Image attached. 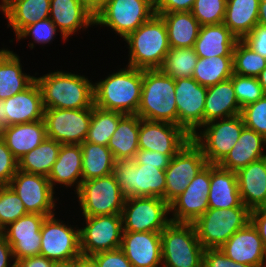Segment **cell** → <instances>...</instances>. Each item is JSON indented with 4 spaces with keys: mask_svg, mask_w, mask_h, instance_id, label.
<instances>
[{
    "mask_svg": "<svg viewBox=\"0 0 266 267\" xmlns=\"http://www.w3.org/2000/svg\"><path fill=\"white\" fill-rule=\"evenodd\" d=\"M251 221V211L242 204L229 209L209 208L194 223L204 249L220 248L234 233Z\"/></svg>",
    "mask_w": 266,
    "mask_h": 267,
    "instance_id": "obj_6",
    "label": "cell"
},
{
    "mask_svg": "<svg viewBox=\"0 0 266 267\" xmlns=\"http://www.w3.org/2000/svg\"><path fill=\"white\" fill-rule=\"evenodd\" d=\"M210 190V164L202 168L192 178L183 191L170 205L172 222L194 223L208 209V195Z\"/></svg>",
    "mask_w": 266,
    "mask_h": 267,
    "instance_id": "obj_18",
    "label": "cell"
},
{
    "mask_svg": "<svg viewBox=\"0 0 266 267\" xmlns=\"http://www.w3.org/2000/svg\"><path fill=\"white\" fill-rule=\"evenodd\" d=\"M55 214L46 216L41 226L40 254L53 262L81 256L79 229L60 223Z\"/></svg>",
    "mask_w": 266,
    "mask_h": 267,
    "instance_id": "obj_15",
    "label": "cell"
},
{
    "mask_svg": "<svg viewBox=\"0 0 266 267\" xmlns=\"http://www.w3.org/2000/svg\"><path fill=\"white\" fill-rule=\"evenodd\" d=\"M198 56L194 48H170L160 70L174 80L193 76Z\"/></svg>",
    "mask_w": 266,
    "mask_h": 267,
    "instance_id": "obj_41",
    "label": "cell"
},
{
    "mask_svg": "<svg viewBox=\"0 0 266 267\" xmlns=\"http://www.w3.org/2000/svg\"><path fill=\"white\" fill-rule=\"evenodd\" d=\"M256 53L266 59V27L257 24L243 39Z\"/></svg>",
    "mask_w": 266,
    "mask_h": 267,
    "instance_id": "obj_52",
    "label": "cell"
},
{
    "mask_svg": "<svg viewBox=\"0 0 266 267\" xmlns=\"http://www.w3.org/2000/svg\"><path fill=\"white\" fill-rule=\"evenodd\" d=\"M50 185L54 189L55 182L73 186L76 192L82 182V148L80 144H61L56 162L48 175ZM80 178V180L78 179Z\"/></svg>",
    "mask_w": 266,
    "mask_h": 267,
    "instance_id": "obj_28",
    "label": "cell"
},
{
    "mask_svg": "<svg viewBox=\"0 0 266 267\" xmlns=\"http://www.w3.org/2000/svg\"><path fill=\"white\" fill-rule=\"evenodd\" d=\"M264 145H266V138L264 136L244 127L240 138L218 166L226 170L238 172L249 163L266 156V153L264 154L263 151Z\"/></svg>",
    "mask_w": 266,
    "mask_h": 267,
    "instance_id": "obj_27",
    "label": "cell"
},
{
    "mask_svg": "<svg viewBox=\"0 0 266 267\" xmlns=\"http://www.w3.org/2000/svg\"><path fill=\"white\" fill-rule=\"evenodd\" d=\"M241 116L245 127L266 138V94L258 101L244 106Z\"/></svg>",
    "mask_w": 266,
    "mask_h": 267,
    "instance_id": "obj_46",
    "label": "cell"
},
{
    "mask_svg": "<svg viewBox=\"0 0 266 267\" xmlns=\"http://www.w3.org/2000/svg\"><path fill=\"white\" fill-rule=\"evenodd\" d=\"M143 70L131 66L93 84L94 105L125 115H137L141 101Z\"/></svg>",
    "mask_w": 266,
    "mask_h": 267,
    "instance_id": "obj_1",
    "label": "cell"
},
{
    "mask_svg": "<svg viewBox=\"0 0 266 267\" xmlns=\"http://www.w3.org/2000/svg\"><path fill=\"white\" fill-rule=\"evenodd\" d=\"M206 165L202 150L192 140L189 141L171 158L169 166L165 169V201L170 205Z\"/></svg>",
    "mask_w": 266,
    "mask_h": 267,
    "instance_id": "obj_14",
    "label": "cell"
},
{
    "mask_svg": "<svg viewBox=\"0 0 266 267\" xmlns=\"http://www.w3.org/2000/svg\"><path fill=\"white\" fill-rule=\"evenodd\" d=\"M258 80L263 88L264 93L266 94V67L261 71L260 75L258 76Z\"/></svg>",
    "mask_w": 266,
    "mask_h": 267,
    "instance_id": "obj_61",
    "label": "cell"
},
{
    "mask_svg": "<svg viewBox=\"0 0 266 267\" xmlns=\"http://www.w3.org/2000/svg\"><path fill=\"white\" fill-rule=\"evenodd\" d=\"M220 250L236 263L264 267L266 249L257 228L250 221L245 227L234 233Z\"/></svg>",
    "mask_w": 266,
    "mask_h": 267,
    "instance_id": "obj_21",
    "label": "cell"
},
{
    "mask_svg": "<svg viewBox=\"0 0 266 267\" xmlns=\"http://www.w3.org/2000/svg\"><path fill=\"white\" fill-rule=\"evenodd\" d=\"M266 67V59L256 53L243 40H237L233 49V73L258 77Z\"/></svg>",
    "mask_w": 266,
    "mask_h": 267,
    "instance_id": "obj_42",
    "label": "cell"
},
{
    "mask_svg": "<svg viewBox=\"0 0 266 267\" xmlns=\"http://www.w3.org/2000/svg\"><path fill=\"white\" fill-rule=\"evenodd\" d=\"M34 81V76L22 73L18 55L7 49L0 50V100L24 91Z\"/></svg>",
    "mask_w": 266,
    "mask_h": 267,
    "instance_id": "obj_33",
    "label": "cell"
},
{
    "mask_svg": "<svg viewBox=\"0 0 266 267\" xmlns=\"http://www.w3.org/2000/svg\"><path fill=\"white\" fill-rule=\"evenodd\" d=\"M260 0H227L223 24L243 40L258 24Z\"/></svg>",
    "mask_w": 266,
    "mask_h": 267,
    "instance_id": "obj_34",
    "label": "cell"
},
{
    "mask_svg": "<svg viewBox=\"0 0 266 267\" xmlns=\"http://www.w3.org/2000/svg\"><path fill=\"white\" fill-rule=\"evenodd\" d=\"M4 234V229L2 228V226L0 225V235Z\"/></svg>",
    "mask_w": 266,
    "mask_h": 267,
    "instance_id": "obj_66",
    "label": "cell"
},
{
    "mask_svg": "<svg viewBox=\"0 0 266 267\" xmlns=\"http://www.w3.org/2000/svg\"><path fill=\"white\" fill-rule=\"evenodd\" d=\"M28 214L22 200L9 186H0V225L6 228L10 223Z\"/></svg>",
    "mask_w": 266,
    "mask_h": 267,
    "instance_id": "obj_43",
    "label": "cell"
},
{
    "mask_svg": "<svg viewBox=\"0 0 266 267\" xmlns=\"http://www.w3.org/2000/svg\"><path fill=\"white\" fill-rule=\"evenodd\" d=\"M44 111L41 90L34 81L24 91L5 100L6 126L43 120Z\"/></svg>",
    "mask_w": 266,
    "mask_h": 267,
    "instance_id": "obj_23",
    "label": "cell"
},
{
    "mask_svg": "<svg viewBox=\"0 0 266 267\" xmlns=\"http://www.w3.org/2000/svg\"><path fill=\"white\" fill-rule=\"evenodd\" d=\"M80 267H98L90 257L80 256Z\"/></svg>",
    "mask_w": 266,
    "mask_h": 267,
    "instance_id": "obj_60",
    "label": "cell"
},
{
    "mask_svg": "<svg viewBox=\"0 0 266 267\" xmlns=\"http://www.w3.org/2000/svg\"><path fill=\"white\" fill-rule=\"evenodd\" d=\"M237 38L223 24L200 26L194 51L200 58L233 56Z\"/></svg>",
    "mask_w": 266,
    "mask_h": 267,
    "instance_id": "obj_29",
    "label": "cell"
},
{
    "mask_svg": "<svg viewBox=\"0 0 266 267\" xmlns=\"http://www.w3.org/2000/svg\"><path fill=\"white\" fill-rule=\"evenodd\" d=\"M56 30V25L48 18L25 27L16 38L20 40L30 35L38 44H46L53 40L54 35H56Z\"/></svg>",
    "mask_w": 266,
    "mask_h": 267,
    "instance_id": "obj_47",
    "label": "cell"
},
{
    "mask_svg": "<svg viewBox=\"0 0 266 267\" xmlns=\"http://www.w3.org/2000/svg\"><path fill=\"white\" fill-rule=\"evenodd\" d=\"M9 258L14 259L12 247L7 243L4 235H0V267H8ZM11 267H16V262Z\"/></svg>",
    "mask_w": 266,
    "mask_h": 267,
    "instance_id": "obj_56",
    "label": "cell"
},
{
    "mask_svg": "<svg viewBox=\"0 0 266 267\" xmlns=\"http://www.w3.org/2000/svg\"><path fill=\"white\" fill-rule=\"evenodd\" d=\"M18 171V160L14 157L3 139L0 140V186L9 185Z\"/></svg>",
    "mask_w": 266,
    "mask_h": 267,
    "instance_id": "obj_48",
    "label": "cell"
},
{
    "mask_svg": "<svg viewBox=\"0 0 266 267\" xmlns=\"http://www.w3.org/2000/svg\"><path fill=\"white\" fill-rule=\"evenodd\" d=\"M203 267H253L243 263H236L228 258L220 248H208L204 250Z\"/></svg>",
    "mask_w": 266,
    "mask_h": 267,
    "instance_id": "obj_50",
    "label": "cell"
},
{
    "mask_svg": "<svg viewBox=\"0 0 266 267\" xmlns=\"http://www.w3.org/2000/svg\"><path fill=\"white\" fill-rule=\"evenodd\" d=\"M202 127L204 130L200 134L197 131L191 140L202 150L207 164L218 165L236 144L245 125L239 114Z\"/></svg>",
    "mask_w": 266,
    "mask_h": 267,
    "instance_id": "obj_8",
    "label": "cell"
},
{
    "mask_svg": "<svg viewBox=\"0 0 266 267\" xmlns=\"http://www.w3.org/2000/svg\"><path fill=\"white\" fill-rule=\"evenodd\" d=\"M17 36L25 27L50 15V0H10L2 9Z\"/></svg>",
    "mask_w": 266,
    "mask_h": 267,
    "instance_id": "obj_32",
    "label": "cell"
},
{
    "mask_svg": "<svg viewBox=\"0 0 266 267\" xmlns=\"http://www.w3.org/2000/svg\"><path fill=\"white\" fill-rule=\"evenodd\" d=\"M108 0H81L84 7L94 16L105 7Z\"/></svg>",
    "mask_w": 266,
    "mask_h": 267,
    "instance_id": "obj_57",
    "label": "cell"
},
{
    "mask_svg": "<svg viewBox=\"0 0 266 267\" xmlns=\"http://www.w3.org/2000/svg\"><path fill=\"white\" fill-rule=\"evenodd\" d=\"M46 137V125L43 119L5 126L3 140L14 157L19 160L26 153L39 146Z\"/></svg>",
    "mask_w": 266,
    "mask_h": 267,
    "instance_id": "obj_31",
    "label": "cell"
},
{
    "mask_svg": "<svg viewBox=\"0 0 266 267\" xmlns=\"http://www.w3.org/2000/svg\"><path fill=\"white\" fill-rule=\"evenodd\" d=\"M35 81L45 109H84L94 104L93 84L84 76L55 71L35 77Z\"/></svg>",
    "mask_w": 266,
    "mask_h": 267,
    "instance_id": "obj_2",
    "label": "cell"
},
{
    "mask_svg": "<svg viewBox=\"0 0 266 267\" xmlns=\"http://www.w3.org/2000/svg\"><path fill=\"white\" fill-rule=\"evenodd\" d=\"M242 204L237 173L210 164L209 208L229 209L240 207Z\"/></svg>",
    "mask_w": 266,
    "mask_h": 267,
    "instance_id": "obj_26",
    "label": "cell"
},
{
    "mask_svg": "<svg viewBox=\"0 0 266 267\" xmlns=\"http://www.w3.org/2000/svg\"><path fill=\"white\" fill-rule=\"evenodd\" d=\"M258 24L266 27V0H260Z\"/></svg>",
    "mask_w": 266,
    "mask_h": 267,
    "instance_id": "obj_58",
    "label": "cell"
},
{
    "mask_svg": "<svg viewBox=\"0 0 266 267\" xmlns=\"http://www.w3.org/2000/svg\"><path fill=\"white\" fill-rule=\"evenodd\" d=\"M167 27L170 48H192L198 37L200 24L191 11L155 13Z\"/></svg>",
    "mask_w": 266,
    "mask_h": 267,
    "instance_id": "obj_36",
    "label": "cell"
},
{
    "mask_svg": "<svg viewBox=\"0 0 266 267\" xmlns=\"http://www.w3.org/2000/svg\"><path fill=\"white\" fill-rule=\"evenodd\" d=\"M251 222L257 228L266 249V207L252 210Z\"/></svg>",
    "mask_w": 266,
    "mask_h": 267,
    "instance_id": "obj_54",
    "label": "cell"
},
{
    "mask_svg": "<svg viewBox=\"0 0 266 267\" xmlns=\"http://www.w3.org/2000/svg\"><path fill=\"white\" fill-rule=\"evenodd\" d=\"M60 147L59 142L46 137L39 146L18 160V170L48 177Z\"/></svg>",
    "mask_w": 266,
    "mask_h": 267,
    "instance_id": "obj_38",
    "label": "cell"
},
{
    "mask_svg": "<svg viewBox=\"0 0 266 267\" xmlns=\"http://www.w3.org/2000/svg\"><path fill=\"white\" fill-rule=\"evenodd\" d=\"M121 249L133 267L162 265L161 232L123 231Z\"/></svg>",
    "mask_w": 266,
    "mask_h": 267,
    "instance_id": "obj_22",
    "label": "cell"
},
{
    "mask_svg": "<svg viewBox=\"0 0 266 267\" xmlns=\"http://www.w3.org/2000/svg\"><path fill=\"white\" fill-rule=\"evenodd\" d=\"M204 250L192 223L171 221L161 231L162 267H203Z\"/></svg>",
    "mask_w": 266,
    "mask_h": 267,
    "instance_id": "obj_5",
    "label": "cell"
},
{
    "mask_svg": "<svg viewBox=\"0 0 266 267\" xmlns=\"http://www.w3.org/2000/svg\"><path fill=\"white\" fill-rule=\"evenodd\" d=\"M2 4L0 5V9H2L10 0H1Z\"/></svg>",
    "mask_w": 266,
    "mask_h": 267,
    "instance_id": "obj_64",
    "label": "cell"
},
{
    "mask_svg": "<svg viewBox=\"0 0 266 267\" xmlns=\"http://www.w3.org/2000/svg\"><path fill=\"white\" fill-rule=\"evenodd\" d=\"M124 113L105 110L93 104L87 142L107 146Z\"/></svg>",
    "mask_w": 266,
    "mask_h": 267,
    "instance_id": "obj_40",
    "label": "cell"
},
{
    "mask_svg": "<svg viewBox=\"0 0 266 267\" xmlns=\"http://www.w3.org/2000/svg\"><path fill=\"white\" fill-rule=\"evenodd\" d=\"M169 204L159 197H129L122 208L123 231L161 232L171 220Z\"/></svg>",
    "mask_w": 266,
    "mask_h": 267,
    "instance_id": "obj_10",
    "label": "cell"
},
{
    "mask_svg": "<svg viewBox=\"0 0 266 267\" xmlns=\"http://www.w3.org/2000/svg\"><path fill=\"white\" fill-rule=\"evenodd\" d=\"M195 0H159L155 13L191 11Z\"/></svg>",
    "mask_w": 266,
    "mask_h": 267,
    "instance_id": "obj_53",
    "label": "cell"
},
{
    "mask_svg": "<svg viewBox=\"0 0 266 267\" xmlns=\"http://www.w3.org/2000/svg\"><path fill=\"white\" fill-rule=\"evenodd\" d=\"M154 6L159 2V0H149Z\"/></svg>",
    "mask_w": 266,
    "mask_h": 267,
    "instance_id": "obj_65",
    "label": "cell"
},
{
    "mask_svg": "<svg viewBox=\"0 0 266 267\" xmlns=\"http://www.w3.org/2000/svg\"><path fill=\"white\" fill-rule=\"evenodd\" d=\"M227 0H195L191 10L200 26L217 25L224 21Z\"/></svg>",
    "mask_w": 266,
    "mask_h": 267,
    "instance_id": "obj_44",
    "label": "cell"
},
{
    "mask_svg": "<svg viewBox=\"0 0 266 267\" xmlns=\"http://www.w3.org/2000/svg\"><path fill=\"white\" fill-rule=\"evenodd\" d=\"M4 130H5V125L2 122H0V140L3 139Z\"/></svg>",
    "mask_w": 266,
    "mask_h": 267,
    "instance_id": "obj_63",
    "label": "cell"
},
{
    "mask_svg": "<svg viewBox=\"0 0 266 267\" xmlns=\"http://www.w3.org/2000/svg\"><path fill=\"white\" fill-rule=\"evenodd\" d=\"M86 226L79 229L80 251L84 257L121 248V214L84 217Z\"/></svg>",
    "mask_w": 266,
    "mask_h": 267,
    "instance_id": "obj_13",
    "label": "cell"
},
{
    "mask_svg": "<svg viewBox=\"0 0 266 267\" xmlns=\"http://www.w3.org/2000/svg\"><path fill=\"white\" fill-rule=\"evenodd\" d=\"M54 262L48 258L38 255L17 260L16 267H53Z\"/></svg>",
    "mask_w": 266,
    "mask_h": 267,
    "instance_id": "obj_55",
    "label": "cell"
},
{
    "mask_svg": "<svg viewBox=\"0 0 266 267\" xmlns=\"http://www.w3.org/2000/svg\"><path fill=\"white\" fill-rule=\"evenodd\" d=\"M53 267H80V256L67 261L54 262Z\"/></svg>",
    "mask_w": 266,
    "mask_h": 267,
    "instance_id": "obj_59",
    "label": "cell"
},
{
    "mask_svg": "<svg viewBox=\"0 0 266 267\" xmlns=\"http://www.w3.org/2000/svg\"><path fill=\"white\" fill-rule=\"evenodd\" d=\"M175 80L160 69L143 70L142 94L137 115L141 119L177 125Z\"/></svg>",
    "mask_w": 266,
    "mask_h": 267,
    "instance_id": "obj_4",
    "label": "cell"
},
{
    "mask_svg": "<svg viewBox=\"0 0 266 267\" xmlns=\"http://www.w3.org/2000/svg\"><path fill=\"white\" fill-rule=\"evenodd\" d=\"M233 75V56L198 57L192 78L209 87L226 81Z\"/></svg>",
    "mask_w": 266,
    "mask_h": 267,
    "instance_id": "obj_39",
    "label": "cell"
},
{
    "mask_svg": "<svg viewBox=\"0 0 266 267\" xmlns=\"http://www.w3.org/2000/svg\"><path fill=\"white\" fill-rule=\"evenodd\" d=\"M230 79L207 87L204 108V124L241 114Z\"/></svg>",
    "mask_w": 266,
    "mask_h": 267,
    "instance_id": "obj_30",
    "label": "cell"
},
{
    "mask_svg": "<svg viewBox=\"0 0 266 267\" xmlns=\"http://www.w3.org/2000/svg\"><path fill=\"white\" fill-rule=\"evenodd\" d=\"M230 80L233 83L236 99L241 108L258 101L265 95L258 77L240 76L233 73Z\"/></svg>",
    "mask_w": 266,
    "mask_h": 267,
    "instance_id": "obj_45",
    "label": "cell"
},
{
    "mask_svg": "<svg viewBox=\"0 0 266 267\" xmlns=\"http://www.w3.org/2000/svg\"><path fill=\"white\" fill-rule=\"evenodd\" d=\"M5 100H0V122L6 126V114L4 113Z\"/></svg>",
    "mask_w": 266,
    "mask_h": 267,
    "instance_id": "obj_62",
    "label": "cell"
},
{
    "mask_svg": "<svg viewBox=\"0 0 266 267\" xmlns=\"http://www.w3.org/2000/svg\"><path fill=\"white\" fill-rule=\"evenodd\" d=\"M140 120L138 115H124L119 120L118 126L107 145L115 161L133 160L139 150Z\"/></svg>",
    "mask_w": 266,
    "mask_h": 267,
    "instance_id": "obj_35",
    "label": "cell"
},
{
    "mask_svg": "<svg viewBox=\"0 0 266 267\" xmlns=\"http://www.w3.org/2000/svg\"><path fill=\"white\" fill-rule=\"evenodd\" d=\"M175 155H166L160 152L148 151L144 149H139L135 154L133 161L136 164H147L155 166L158 169L165 170L171 161V158Z\"/></svg>",
    "mask_w": 266,
    "mask_h": 267,
    "instance_id": "obj_51",
    "label": "cell"
},
{
    "mask_svg": "<svg viewBox=\"0 0 266 267\" xmlns=\"http://www.w3.org/2000/svg\"><path fill=\"white\" fill-rule=\"evenodd\" d=\"M45 217L28 213L4 228L3 235L12 247L15 262L40 254L41 226Z\"/></svg>",
    "mask_w": 266,
    "mask_h": 267,
    "instance_id": "obj_20",
    "label": "cell"
},
{
    "mask_svg": "<svg viewBox=\"0 0 266 267\" xmlns=\"http://www.w3.org/2000/svg\"><path fill=\"white\" fill-rule=\"evenodd\" d=\"M236 173L242 203L250 211L266 207V156Z\"/></svg>",
    "mask_w": 266,
    "mask_h": 267,
    "instance_id": "obj_24",
    "label": "cell"
},
{
    "mask_svg": "<svg viewBox=\"0 0 266 267\" xmlns=\"http://www.w3.org/2000/svg\"><path fill=\"white\" fill-rule=\"evenodd\" d=\"M125 41L130 50L128 66L141 70L160 69L170 49L166 24L158 14L129 34Z\"/></svg>",
    "mask_w": 266,
    "mask_h": 267,
    "instance_id": "obj_3",
    "label": "cell"
},
{
    "mask_svg": "<svg viewBox=\"0 0 266 267\" xmlns=\"http://www.w3.org/2000/svg\"><path fill=\"white\" fill-rule=\"evenodd\" d=\"M90 258L98 267H133L121 248L100 252Z\"/></svg>",
    "mask_w": 266,
    "mask_h": 267,
    "instance_id": "obj_49",
    "label": "cell"
},
{
    "mask_svg": "<svg viewBox=\"0 0 266 267\" xmlns=\"http://www.w3.org/2000/svg\"><path fill=\"white\" fill-rule=\"evenodd\" d=\"M206 92L192 77L175 80L177 125L191 137L204 125Z\"/></svg>",
    "mask_w": 266,
    "mask_h": 267,
    "instance_id": "obj_16",
    "label": "cell"
},
{
    "mask_svg": "<svg viewBox=\"0 0 266 267\" xmlns=\"http://www.w3.org/2000/svg\"><path fill=\"white\" fill-rule=\"evenodd\" d=\"M189 141H191V136L176 124L140 120L139 149L176 155Z\"/></svg>",
    "mask_w": 266,
    "mask_h": 267,
    "instance_id": "obj_19",
    "label": "cell"
},
{
    "mask_svg": "<svg viewBox=\"0 0 266 267\" xmlns=\"http://www.w3.org/2000/svg\"><path fill=\"white\" fill-rule=\"evenodd\" d=\"M93 105L84 109L46 108V135L60 144H82L87 137Z\"/></svg>",
    "mask_w": 266,
    "mask_h": 267,
    "instance_id": "obj_12",
    "label": "cell"
},
{
    "mask_svg": "<svg viewBox=\"0 0 266 267\" xmlns=\"http://www.w3.org/2000/svg\"><path fill=\"white\" fill-rule=\"evenodd\" d=\"M82 148V181L113 173L115 159L107 146L84 141Z\"/></svg>",
    "mask_w": 266,
    "mask_h": 267,
    "instance_id": "obj_37",
    "label": "cell"
},
{
    "mask_svg": "<svg viewBox=\"0 0 266 267\" xmlns=\"http://www.w3.org/2000/svg\"><path fill=\"white\" fill-rule=\"evenodd\" d=\"M154 14L155 6L149 0H108L95 24L109 26L125 39Z\"/></svg>",
    "mask_w": 266,
    "mask_h": 267,
    "instance_id": "obj_11",
    "label": "cell"
},
{
    "mask_svg": "<svg viewBox=\"0 0 266 267\" xmlns=\"http://www.w3.org/2000/svg\"><path fill=\"white\" fill-rule=\"evenodd\" d=\"M9 186L22 200L27 213L46 216L54 214V189L46 176L18 170Z\"/></svg>",
    "mask_w": 266,
    "mask_h": 267,
    "instance_id": "obj_17",
    "label": "cell"
},
{
    "mask_svg": "<svg viewBox=\"0 0 266 267\" xmlns=\"http://www.w3.org/2000/svg\"><path fill=\"white\" fill-rule=\"evenodd\" d=\"M49 18L59 28L64 41L82 27L95 25V17L81 0H50Z\"/></svg>",
    "mask_w": 266,
    "mask_h": 267,
    "instance_id": "obj_25",
    "label": "cell"
},
{
    "mask_svg": "<svg viewBox=\"0 0 266 267\" xmlns=\"http://www.w3.org/2000/svg\"><path fill=\"white\" fill-rule=\"evenodd\" d=\"M76 193L84 217L121 214L126 199L113 173L82 181Z\"/></svg>",
    "mask_w": 266,
    "mask_h": 267,
    "instance_id": "obj_9",
    "label": "cell"
},
{
    "mask_svg": "<svg viewBox=\"0 0 266 267\" xmlns=\"http://www.w3.org/2000/svg\"><path fill=\"white\" fill-rule=\"evenodd\" d=\"M113 174L125 198L159 197L165 200V170L126 160L115 162Z\"/></svg>",
    "mask_w": 266,
    "mask_h": 267,
    "instance_id": "obj_7",
    "label": "cell"
}]
</instances>
